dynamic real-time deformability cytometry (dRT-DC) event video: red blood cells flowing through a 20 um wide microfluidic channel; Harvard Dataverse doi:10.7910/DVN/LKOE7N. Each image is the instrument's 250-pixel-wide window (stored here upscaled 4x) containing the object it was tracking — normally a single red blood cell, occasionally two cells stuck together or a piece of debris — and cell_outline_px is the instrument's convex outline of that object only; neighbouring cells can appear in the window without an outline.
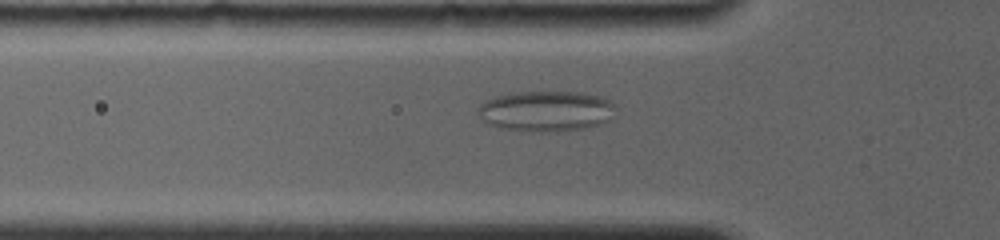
{"species": "common noctule bat (a hibernating species)", "species_latin": "Nyctalus noctula", "temperature_condition": "room temperature", "stored_images_in_passage": 16, "camera_frame_rate_fps": 4000, "um_per_image_px": 0.085, "animal": {"sex": "female", "body_mass_g": 19.0, "forearm_length_mm": 56.7}, "frame": {"image": 1, "passage_image": 9, "time_ms": 5.25, "image_size_px": [1000, 240], "cell_outline_px": [[616, 108], [608, 120], [600, 124], [588, 128], [548, 132], [540, 132], [500, 128], [484, 124], [476, 112], [480, 104], [496, 96], [516, 92], [584, 92], [604, 96], [616, 104]], "centroid_in_image_um": [46.42, 9.44], "position_along_channel_um": 79.4, "area_um2": 33.0}}
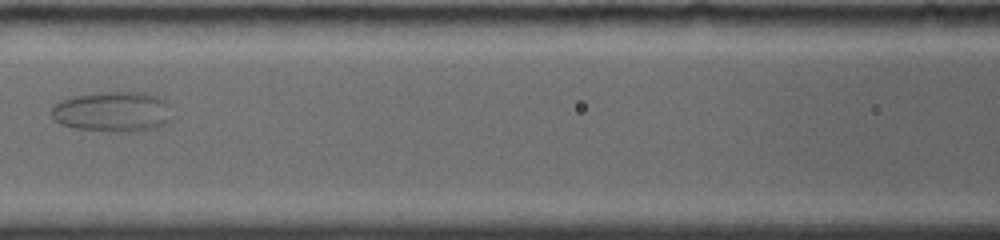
{"frame": {"image": 2, "passage_image": 13, "time_ms": 7.5, "image_size_px": [1000, 240], "cell_outline_px": [[168, 120], [164, 124], [152, 128], [128, 132], [116, 132], [76, 128], [60, 124], [52, 116], [52, 108], [60, 100], [72, 96], [100, 92], [140, 92], [156, 96], [164, 100], [168, 104]], "centroid_in_image_um": [9.52, 9.49], "position_along_channel_um": 157.1, "area_um2": 27.92}}
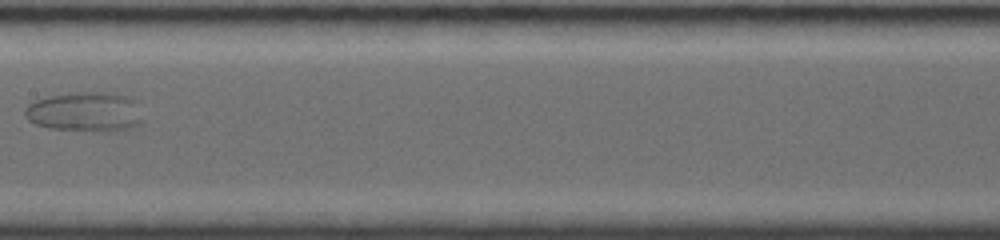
{"frame": {"image": 3, "passage_image": 15, "time_ms": 8.75, "image_size_px": [1000, 240], "cell_outline_px": [[144, 120], [128, 128], [116, 132], [48, 128], [36, 124], [28, 120], [24, 116], [24, 108], [28, 104], [36, 100], [48, 96], [88, 92], [108, 92], [128, 96], [132, 100]], "centroid_in_image_um": [7.19, 9.52], "position_along_channel_um": 200.2, "area_um2": 26.99}}